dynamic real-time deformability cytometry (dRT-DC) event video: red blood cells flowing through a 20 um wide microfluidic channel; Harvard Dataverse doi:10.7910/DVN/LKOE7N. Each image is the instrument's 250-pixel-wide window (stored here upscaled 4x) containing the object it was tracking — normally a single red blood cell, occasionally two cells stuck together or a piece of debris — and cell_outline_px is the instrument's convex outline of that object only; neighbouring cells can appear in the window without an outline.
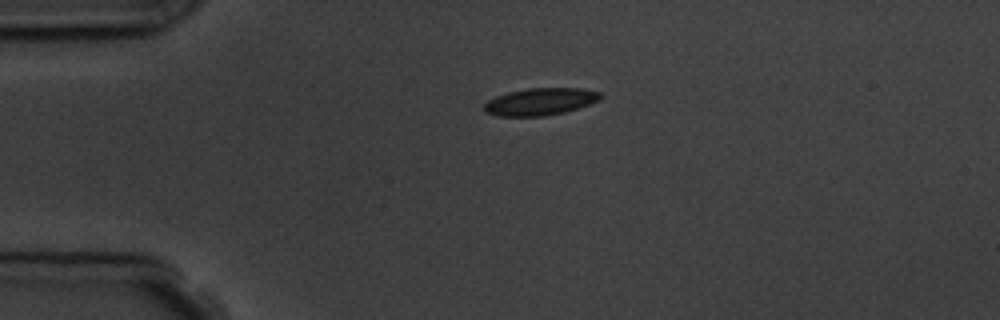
{"species": "common noctule bat (a hibernating species)", "species_latin": "Nyctalus noctula", "temperature_condition": "room temperature", "stored_images_in_passage": 4, "camera_frame_rate_fps": 3000, "um_per_image_px": 0.085, "animal": {"sex": "male", "body_mass_g": 19.5, "forearm_length_mm": 54.6}, "frame": {"image": 1, "passage_image": 4, "time_ms": 4.0, "image_size_px": [1000, 320], "cell_outline_px": [[600, 100], [564, 112], [544, 116], [496, 116], [484, 112], [484, 104], [488, 100], [496, 96], [508, 92], [528, 88], [584, 88], [600, 92]], "centroid_in_image_um": [45.89, 8.64], "position_along_channel_um": 39.1, "area_um2": 18.38}}